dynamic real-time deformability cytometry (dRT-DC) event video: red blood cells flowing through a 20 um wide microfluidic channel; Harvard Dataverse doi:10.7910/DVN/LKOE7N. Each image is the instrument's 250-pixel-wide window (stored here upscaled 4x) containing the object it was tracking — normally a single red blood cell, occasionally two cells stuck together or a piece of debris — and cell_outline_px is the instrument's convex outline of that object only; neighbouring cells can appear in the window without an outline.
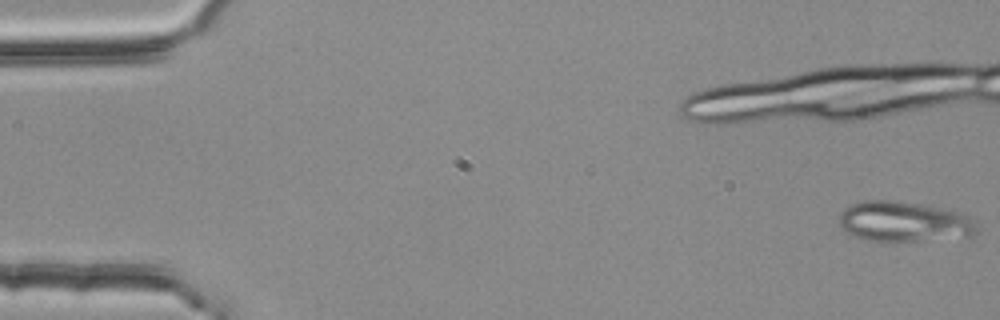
{"species": "common noctule bat (a hibernating species)", "species_latin": "Nyctalus noctula", "temperature_condition": "room temperature", "stored_images_in_passage": 5, "camera_frame_rate_fps": 3000, "um_per_image_px": 0.085, "animal": {"sex": "female", "body_mass_g": 25.1}, "frame": {"image": 1, "passage_image": 1, "time_ms": 0.0, "image_size_px": [1000, 320], "cell_outline_px": [[976, 232], [972, 236], [920, 240], [864, 240], [848, 232], [840, 224], [840, 212], [848, 204], [864, 200], [896, 200], [920, 204], [960, 212], [968, 216], [976, 224]], "centroid_in_image_um": [76.82, 18.81], "position_along_channel_um": 8.2, "area_um2": 31.91}}